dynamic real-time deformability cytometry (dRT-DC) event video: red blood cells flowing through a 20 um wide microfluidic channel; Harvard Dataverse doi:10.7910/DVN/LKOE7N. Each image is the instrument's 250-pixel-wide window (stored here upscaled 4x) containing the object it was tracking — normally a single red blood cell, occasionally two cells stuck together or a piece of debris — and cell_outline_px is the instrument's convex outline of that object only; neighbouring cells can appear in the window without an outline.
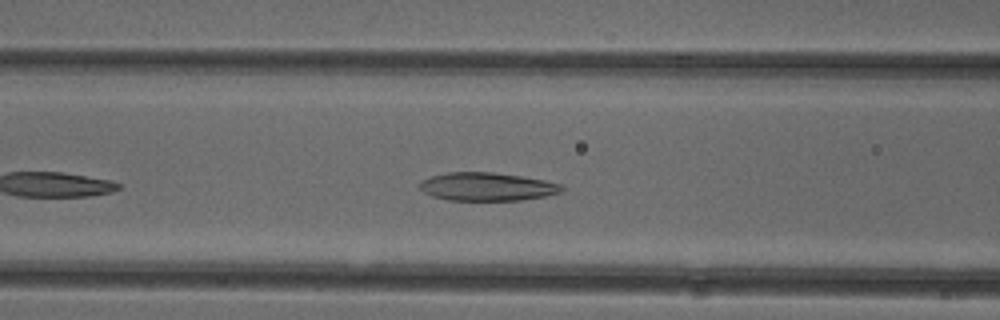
{"species": "common noctule bat (a hibernating species)", "species_latin": "Nyctalus noctula", "temperature_condition": "cold", "stored_images_in_passage": 19, "camera_frame_rate_fps": 3000, "um_per_image_px": 0.085, "animal": {"sex": "female"}, "frame": {"image": 1, "passage_image": 6, "time_ms": 1.667, "image_size_px": [1000, 320], "cell_outline_px": [[564, 188], [560, 192], [544, 196], [520, 200], [448, 200], [432, 196], [424, 192], [420, 188], [420, 184], [424, 180], [432, 176], [448, 172], [492, 172], [520, 176], [544, 180], [560, 184]], "centroid_in_image_um": [41.39, 15.87], "position_along_channel_um": 125.2, "area_um2": 23.06}}
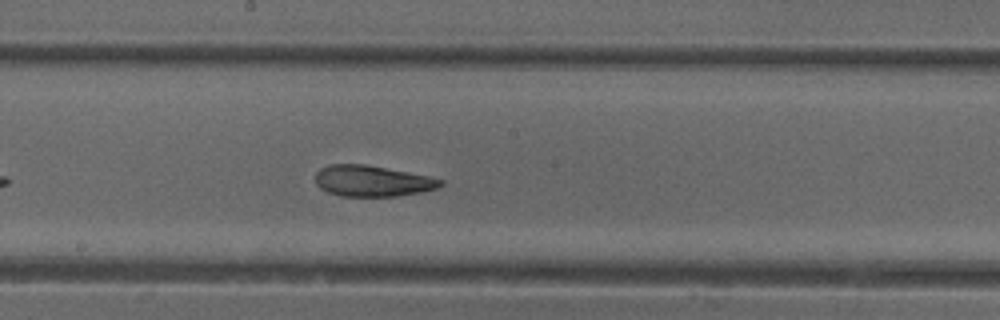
{"frame": {"image": 2, "passage_image": 13, "time_ms": 4.0, "image_size_px": [1000, 320], "cell_outline_px": [[444, 184], [436, 188], [420, 192], [396, 196], [340, 196], [328, 192], [320, 188], [316, 184], [316, 172], [320, 168], [328, 164], [364, 164], [428, 176], [444, 180]], "centroid_in_image_um": [31.61, 15.38], "position_along_channel_um": 216.6, "area_um2": 22.48}}
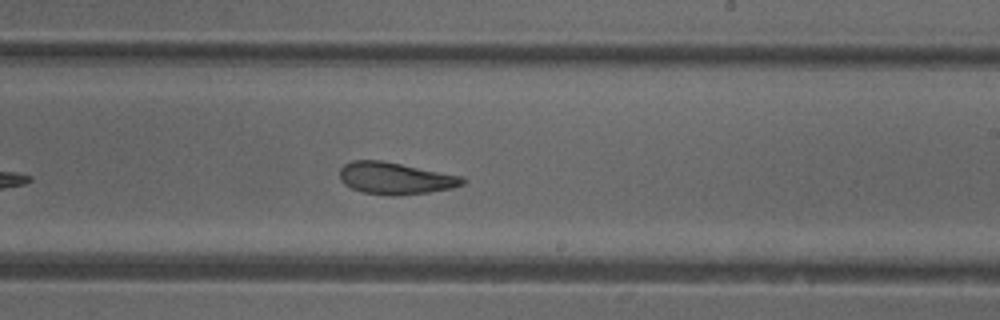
{"frame": {"image": 3, "passage_image": 16, "time_ms": 5.0, "image_size_px": [1000, 320], "cell_outline_px": [[468, 180], [464, 184], [452, 188], [428, 192], [396, 196], [388, 196], [360, 192], [344, 184], [340, 180], [340, 168], [344, 164], [352, 160], [380, 160], [464, 176]], "centroid_in_image_um": [33.61, 15.16], "position_along_channel_um": 255.4, "area_um2": 23.12}}